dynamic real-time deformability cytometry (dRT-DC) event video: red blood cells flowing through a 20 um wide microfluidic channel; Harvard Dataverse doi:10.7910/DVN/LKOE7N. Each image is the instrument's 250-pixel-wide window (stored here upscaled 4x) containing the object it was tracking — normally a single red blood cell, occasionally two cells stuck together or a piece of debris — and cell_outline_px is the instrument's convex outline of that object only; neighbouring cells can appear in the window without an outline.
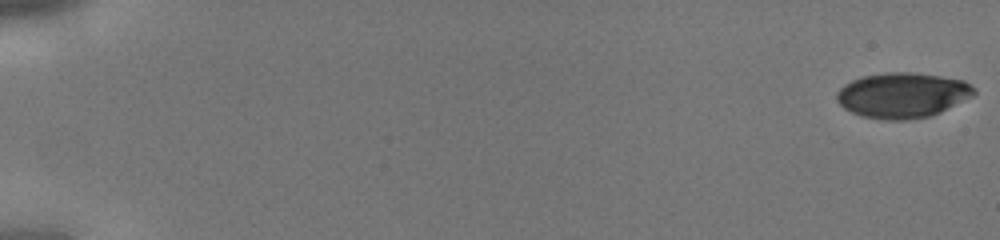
{"species": "human", "species_latin": "Homo sapiens", "temperature_condition": "cold", "stored_images_in_passage": 44, "camera_frame_rate_fps": 3000, "um_per_image_px": 0.085, "donor": {"sex": "male"}, "frame": {"image": 1, "passage_image": 1, "time_ms": 0.0, "image_size_px": [1000, 240], "cell_outline_px": [[976, 92], [972, 96], [940, 112], [928, 116], [908, 120], [884, 120], [860, 116], [844, 108], [836, 100], [836, 92], [844, 84], [852, 80], [864, 76], [884, 72], [912, 72], [940, 76], [964, 80], [976, 88]], "centroid_in_image_um": [76.69, 8.09], "position_along_channel_um": 8.3, "area_um2": 36.3}}
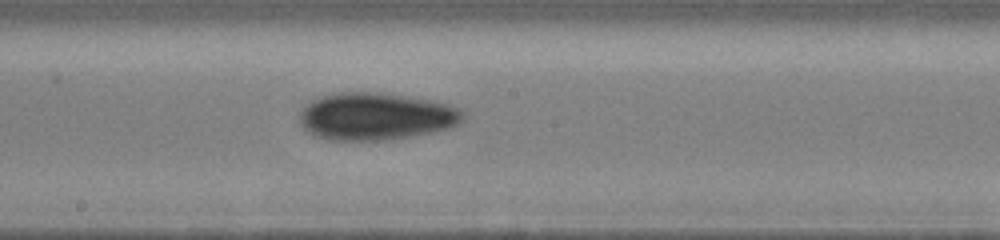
{"frame": {"image": 2, "passage_image": 26, "time_ms": 8.333, "image_size_px": [1000, 240], "cell_outline_px": [[464, 120], [448, 128], [436, 132], [388, 140], [328, 140], [312, 136], [300, 124], [300, 112], [312, 100], [336, 92], [376, 92], [436, 100], [460, 108], [464, 116]], "centroid_in_image_um": [31.96, 9.9], "position_along_channel_um": 216.2, "area_um2": 45.37}}
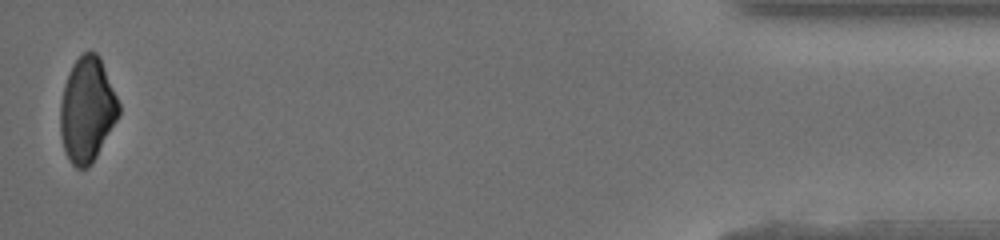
{"frame": {"image": 3, "passage_image": 44, "time_ms": 14.333, "image_size_px": [1000, 240], "cell_outline_px": [[120, 112], [116, 120], [92, 164], [88, 168], [76, 168], [68, 160], [64, 152], [60, 132], [60, 104], [64, 84], [72, 64], [84, 52], [96, 52], [100, 56], [120, 104]], "centroid_in_image_um": [7.39, 9.34], "position_along_channel_um": 427.8, "area_um2": 35.78}}